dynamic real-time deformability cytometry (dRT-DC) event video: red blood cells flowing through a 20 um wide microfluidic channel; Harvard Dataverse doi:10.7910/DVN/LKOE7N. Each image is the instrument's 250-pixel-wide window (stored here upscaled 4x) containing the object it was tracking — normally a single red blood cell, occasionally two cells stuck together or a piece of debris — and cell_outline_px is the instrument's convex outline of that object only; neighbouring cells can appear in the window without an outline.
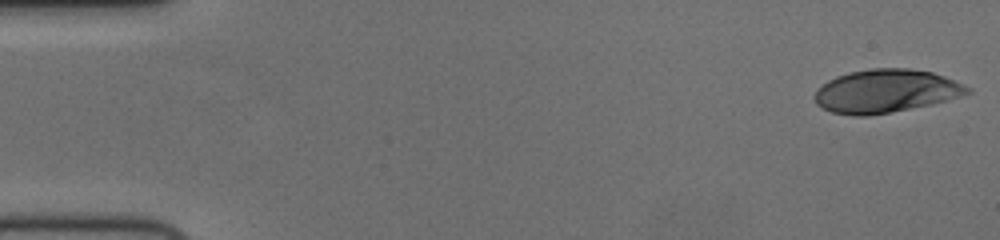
{"species": "human", "species_latin": "Homo sapiens", "temperature_condition": "cold", "stored_images_in_passage": 55, "camera_frame_rate_fps": 3000, "um_per_image_px": 0.085, "donor": {"sex": "female"}, "frame": {"image": 1, "passage_image": 1, "time_ms": 0.0, "image_size_px": [1000, 240], "cell_outline_px": [[972, 92], [948, 100], [932, 104], [888, 112], [864, 116], [852, 116], [832, 112], [820, 108], [816, 104], [812, 96], [816, 88], [828, 80], [836, 76], [848, 72], [868, 68], [908, 68], [932, 72], [944, 76], [972, 88]], "centroid_in_image_um": [75.24, 7.73], "position_along_channel_um": 9.8, "area_um2": 38.78}}
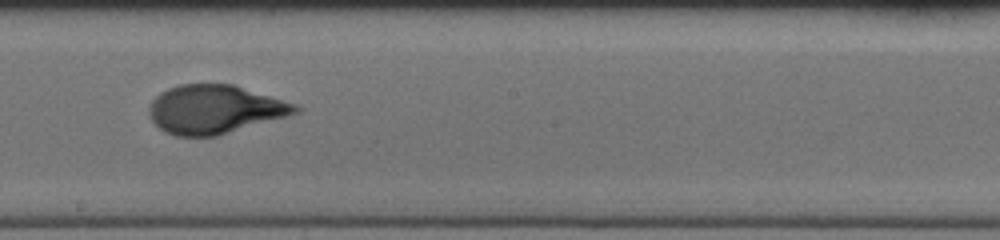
{"frame": {"image": 2, "passage_image": 31, "time_ms": 10.0, "image_size_px": [1000, 240], "cell_outline_px": [[304, 108], [300, 112], [216, 136], [176, 136], [164, 132], [152, 120], [148, 112], [148, 104], [160, 92], [168, 88], [180, 84], [232, 84], [296, 104]], "centroid_in_image_um": [18.23, 9.29], "position_along_channel_um": 230.0, "area_um2": 41.33}}
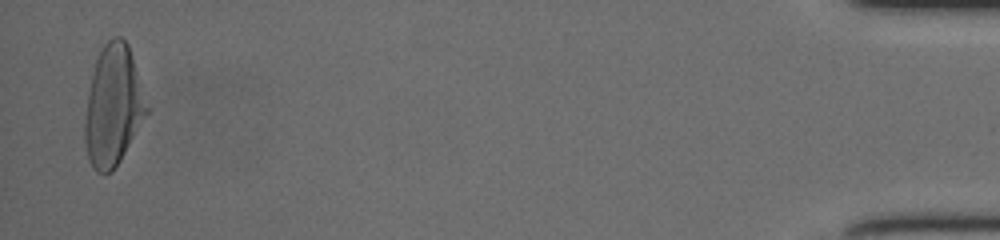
{"frame": {"image": 3, "passage_image": 54, "time_ms": 17.667, "image_size_px": [1000, 240], "cell_outline_px": [[148, 112], [120, 160], [112, 172], [96, 172], [92, 168], [88, 160], [84, 144], [84, 120], [88, 92], [96, 60], [100, 48], [112, 36], [120, 36], [128, 44], [148, 108]], "centroid_in_image_um": [9.58, 9.01], "position_along_channel_um": 425.6, "area_um2": 43.0}, "authors_computed_cell_mechanics": {"area_um2": 41.2114, "velocity_mm_per_s": 3.7228, "shape_relaxation_time_tau1_ms": 3.9534, "shape_relaxation_time_tau2_ms": null, "deformation_change_tau1": 0.2034, "deformation_change_tau2": null}}